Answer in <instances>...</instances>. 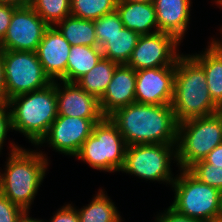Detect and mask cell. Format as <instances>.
Returning <instances> with one entry per match:
<instances>
[{
    "instance_id": "obj_1",
    "label": "cell",
    "mask_w": 222,
    "mask_h": 222,
    "mask_svg": "<svg viewBox=\"0 0 222 222\" xmlns=\"http://www.w3.org/2000/svg\"><path fill=\"white\" fill-rule=\"evenodd\" d=\"M127 146L136 144H176L178 122L171 104L134 102L109 116Z\"/></svg>"
},
{
    "instance_id": "obj_2",
    "label": "cell",
    "mask_w": 222,
    "mask_h": 222,
    "mask_svg": "<svg viewBox=\"0 0 222 222\" xmlns=\"http://www.w3.org/2000/svg\"><path fill=\"white\" fill-rule=\"evenodd\" d=\"M10 144L12 148L6 160V168L0 172V193L29 212L43 183L49 160L42 151L26 150L13 142Z\"/></svg>"
},
{
    "instance_id": "obj_3",
    "label": "cell",
    "mask_w": 222,
    "mask_h": 222,
    "mask_svg": "<svg viewBox=\"0 0 222 222\" xmlns=\"http://www.w3.org/2000/svg\"><path fill=\"white\" fill-rule=\"evenodd\" d=\"M171 107L178 123L219 112L220 107L208 90L205 72L190 54L182 53L176 61Z\"/></svg>"
},
{
    "instance_id": "obj_4",
    "label": "cell",
    "mask_w": 222,
    "mask_h": 222,
    "mask_svg": "<svg viewBox=\"0 0 222 222\" xmlns=\"http://www.w3.org/2000/svg\"><path fill=\"white\" fill-rule=\"evenodd\" d=\"M7 103L12 130L22 133L35 147L58 116L56 81L43 89L14 96Z\"/></svg>"
},
{
    "instance_id": "obj_5",
    "label": "cell",
    "mask_w": 222,
    "mask_h": 222,
    "mask_svg": "<svg viewBox=\"0 0 222 222\" xmlns=\"http://www.w3.org/2000/svg\"><path fill=\"white\" fill-rule=\"evenodd\" d=\"M179 170L171 185L175 196L169 207L192 219L219 222L222 218V192L200 182L187 169Z\"/></svg>"
},
{
    "instance_id": "obj_6",
    "label": "cell",
    "mask_w": 222,
    "mask_h": 222,
    "mask_svg": "<svg viewBox=\"0 0 222 222\" xmlns=\"http://www.w3.org/2000/svg\"><path fill=\"white\" fill-rule=\"evenodd\" d=\"M222 143V115L192 118L178 123L177 166L188 169Z\"/></svg>"
},
{
    "instance_id": "obj_7",
    "label": "cell",
    "mask_w": 222,
    "mask_h": 222,
    "mask_svg": "<svg viewBox=\"0 0 222 222\" xmlns=\"http://www.w3.org/2000/svg\"><path fill=\"white\" fill-rule=\"evenodd\" d=\"M126 148L118 127L109 117H105L94 125L92 134L74 157L100 171L120 172L124 166Z\"/></svg>"
},
{
    "instance_id": "obj_8",
    "label": "cell",
    "mask_w": 222,
    "mask_h": 222,
    "mask_svg": "<svg viewBox=\"0 0 222 222\" xmlns=\"http://www.w3.org/2000/svg\"><path fill=\"white\" fill-rule=\"evenodd\" d=\"M177 163L176 144H136L127 146L123 173L172 185L171 162Z\"/></svg>"
},
{
    "instance_id": "obj_9",
    "label": "cell",
    "mask_w": 222,
    "mask_h": 222,
    "mask_svg": "<svg viewBox=\"0 0 222 222\" xmlns=\"http://www.w3.org/2000/svg\"><path fill=\"white\" fill-rule=\"evenodd\" d=\"M7 101L19 94L43 89L52 83L36 52L1 50Z\"/></svg>"
},
{
    "instance_id": "obj_10",
    "label": "cell",
    "mask_w": 222,
    "mask_h": 222,
    "mask_svg": "<svg viewBox=\"0 0 222 222\" xmlns=\"http://www.w3.org/2000/svg\"><path fill=\"white\" fill-rule=\"evenodd\" d=\"M181 42L173 35L156 32L140 35L137 45L126 65L135 71L165 66H175L181 55L179 46Z\"/></svg>"
},
{
    "instance_id": "obj_11",
    "label": "cell",
    "mask_w": 222,
    "mask_h": 222,
    "mask_svg": "<svg viewBox=\"0 0 222 222\" xmlns=\"http://www.w3.org/2000/svg\"><path fill=\"white\" fill-rule=\"evenodd\" d=\"M48 27L30 5L17 7L0 41V50L36 52Z\"/></svg>"
},
{
    "instance_id": "obj_12",
    "label": "cell",
    "mask_w": 222,
    "mask_h": 222,
    "mask_svg": "<svg viewBox=\"0 0 222 222\" xmlns=\"http://www.w3.org/2000/svg\"><path fill=\"white\" fill-rule=\"evenodd\" d=\"M102 120L57 116L47 134L36 146L41 147L44 143H48V147H52L56 152L73 157L92 134L94 125Z\"/></svg>"
},
{
    "instance_id": "obj_13",
    "label": "cell",
    "mask_w": 222,
    "mask_h": 222,
    "mask_svg": "<svg viewBox=\"0 0 222 222\" xmlns=\"http://www.w3.org/2000/svg\"><path fill=\"white\" fill-rule=\"evenodd\" d=\"M175 66L136 71L135 99L137 103L171 104L174 90Z\"/></svg>"
},
{
    "instance_id": "obj_14",
    "label": "cell",
    "mask_w": 222,
    "mask_h": 222,
    "mask_svg": "<svg viewBox=\"0 0 222 222\" xmlns=\"http://www.w3.org/2000/svg\"><path fill=\"white\" fill-rule=\"evenodd\" d=\"M56 100L58 116L83 119L105 118L99 99L84 91L77 83L56 81Z\"/></svg>"
},
{
    "instance_id": "obj_15",
    "label": "cell",
    "mask_w": 222,
    "mask_h": 222,
    "mask_svg": "<svg viewBox=\"0 0 222 222\" xmlns=\"http://www.w3.org/2000/svg\"><path fill=\"white\" fill-rule=\"evenodd\" d=\"M71 45L55 26H49L36 49L45 74L53 81L66 82V67Z\"/></svg>"
},
{
    "instance_id": "obj_16",
    "label": "cell",
    "mask_w": 222,
    "mask_h": 222,
    "mask_svg": "<svg viewBox=\"0 0 222 222\" xmlns=\"http://www.w3.org/2000/svg\"><path fill=\"white\" fill-rule=\"evenodd\" d=\"M136 71L126 64L116 67L111 82L99 99L103 115L109 117L120 108L136 102Z\"/></svg>"
},
{
    "instance_id": "obj_17",
    "label": "cell",
    "mask_w": 222,
    "mask_h": 222,
    "mask_svg": "<svg viewBox=\"0 0 222 222\" xmlns=\"http://www.w3.org/2000/svg\"><path fill=\"white\" fill-rule=\"evenodd\" d=\"M191 2V0H154L159 32L171 34L182 42L190 23Z\"/></svg>"
},
{
    "instance_id": "obj_18",
    "label": "cell",
    "mask_w": 222,
    "mask_h": 222,
    "mask_svg": "<svg viewBox=\"0 0 222 222\" xmlns=\"http://www.w3.org/2000/svg\"><path fill=\"white\" fill-rule=\"evenodd\" d=\"M116 11L124 27L139 35L159 32L153 3L117 2Z\"/></svg>"
},
{
    "instance_id": "obj_19",
    "label": "cell",
    "mask_w": 222,
    "mask_h": 222,
    "mask_svg": "<svg viewBox=\"0 0 222 222\" xmlns=\"http://www.w3.org/2000/svg\"><path fill=\"white\" fill-rule=\"evenodd\" d=\"M205 51L190 56L203 68L213 101L222 106V51L211 41Z\"/></svg>"
},
{
    "instance_id": "obj_20",
    "label": "cell",
    "mask_w": 222,
    "mask_h": 222,
    "mask_svg": "<svg viewBox=\"0 0 222 222\" xmlns=\"http://www.w3.org/2000/svg\"><path fill=\"white\" fill-rule=\"evenodd\" d=\"M103 57L100 47L71 46L66 67V82L76 83Z\"/></svg>"
},
{
    "instance_id": "obj_21",
    "label": "cell",
    "mask_w": 222,
    "mask_h": 222,
    "mask_svg": "<svg viewBox=\"0 0 222 222\" xmlns=\"http://www.w3.org/2000/svg\"><path fill=\"white\" fill-rule=\"evenodd\" d=\"M71 46L98 47L94 20L68 16L54 25Z\"/></svg>"
},
{
    "instance_id": "obj_22",
    "label": "cell",
    "mask_w": 222,
    "mask_h": 222,
    "mask_svg": "<svg viewBox=\"0 0 222 222\" xmlns=\"http://www.w3.org/2000/svg\"><path fill=\"white\" fill-rule=\"evenodd\" d=\"M81 209H77L80 222H123L114 202L99 189L96 196Z\"/></svg>"
},
{
    "instance_id": "obj_23",
    "label": "cell",
    "mask_w": 222,
    "mask_h": 222,
    "mask_svg": "<svg viewBox=\"0 0 222 222\" xmlns=\"http://www.w3.org/2000/svg\"><path fill=\"white\" fill-rule=\"evenodd\" d=\"M139 37L138 33L124 27L114 36L106 38V43L101 47L103 58L119 65L127 64Z\"/></svg>"
},
{
    "instance_id": "obj_24",
    "label": "cell",
    "mask_w": 222,
    "mask_h": 222,
    "mask_svg": "<svg viewBox=\"0 0 222 222\" xmlns=\"http://www.w3.org/2000/svg\"><path fill=\"white\" fill-rule=\"evenodd\" d=\"M119 64L106 58L98 63L76 83L86 92L100 99L111 82L113 73Z\"/></svg>"
},
{
    "instance_id": "obj_25",
    "label": "cell",
    "mask_w": 222,
    "mask_h": 222,
    "mask_svg": "<svg viewBox=\"0 0 222 222\" xmlns=\"http://www.w3.org/2000/svg\"><path fill=\"white\" fill-rule=\"evenodd\" d=\"M117 0H71L70 15L96 20L116 10Z\"/></svg>"
},
{
    "instance_id": "obj_26",
    "label": "cell",
    "mask_w": 222,
    "mask_h": 222,
    "mask_svg": "<svg viewBox=\"0 0 222 222\" xmlns=\"http://www.w3.org/2000/svg\"><path fill=\"white\" fill-rule=\"evenodd\" d=\"M30 6L49 26L70 16L71 0H31Z\"/></svg>"
},
{
    "instance_id": "obj_27",
    "label": "cell",
    "mask_w": 222,
    "mask_h": 222,
    "mask_svg": "<svg viewBox=\"0 0 222 222\" xmlns=\"http://www.w3.org/2000/svg\"><path fill=\"white\" fill-rule=\"evenodd\" d=\"M96 31V39L98 47H102L106 43V38H110L124 28L118 12L115 10L105 14L99 19L94 20Z\"/></svg>"
},
{
    "instance_id": "obj_28",
    "label": "cell",
    "mask_w": 222,
    "mask_h": 222,
    "mask_svg": "<svg viewBox=\"0 0 222 222\" xmlns=\"http://www.w3.org/2000/svg\"><path fill=\"white\" fill-rule=\"evenodd\" d=\"M187 170L200 182L218 188L222 192V168L199 160Z\"/></svg>"
},
{
    "instance_id": "obj_29",
    "label": "cell",
    "mask_w": 222,
    "mask_h": 222,
    "mask_svg": "<svg viewBox=\"0 0 222 222\" xmlns=\"http://www.w3.org/2000/svg\"><path fill=\"white\" fill-rule=\"evenodd\" d=\"M25 211L0 193V222H19Z\"/></svg>"
},
{
    "instance_id": "obj_30",
    "label": "cell",
    "mask_w": 222,
    "mask_h": 222,
    "mask_svg": "<svg viewBox=\"0 0 222 222\" xmlns=\"http://www.w3.org/2000/svg\"><path fill=\"white\" fill-rule=\"evenodd\" d=\"M12 130L11 113L7 102L0 103V152L3 149L7 132Z\"/></svg>"
},
{
    "instance_id": "obj_31",
    "label": "cell",
    "mask_w": 222,
    "mask_h": 222,
    "mask_svg": "<svg viewBox=\"0 0 222 222\" xmlns=\"http://www.w3.org/2000/svg\"><path fill=\"white\" fill-rule=\"evenodd\" d=\"M64 205L55 212V215L53 213L49 222H80L76 207L72 204Z\"/></svg>"
},
{
    "instance_id": "obj_32",
    "label": "cell",
    "mask_w": 222,
    "mask_h": 222,
    "mask_svg": "<svg viewBox=\"0 0 222 222\" xmlns=\"http://www.w3.org/2000/svg\"><path fill=\"white\" fill-rule=\"evenodd\" d=\"M16 8L17 6L15 5L0 3V41L4 38L7 32L13 12Z\"/></svg>"
},
{
    "instance_id": "obj_33",
    "label": "cell",
    "mask_w": 222,
    "mask_h": 222,
    "mask_svg": "<svg viewBox=\"0 0 222 222\" xmlns=\"http://www.w3.org/2000/svg\"><path fill=\"white\" fill-rule=\"evenodd\" d=\"M155 218V222H202L197 219L180 215L170 207L164 210V212L158 213Z\"/></svg>"
},
{
    "instance_id": "obj_34",
    "label": "cell",
    "mask_w": 222,
    "mask_h": 222,
    "mask_svg": "<svg viewBox=\"0 0 222 222\" xmlns=\"http://www.w3.org/2000/svg\"><path fill=\"white\" fill-rule=\"evenodd\" d=\"M203 160L208 164L222 168V143L216 146Z\"/></svg>"
},
{
    "instance_id": "obj_35",
    "label": "cell",
    "mask_w": 222,
    "mask_h": 222,
    "mask_svg": "<svg viewBox=\"0 0 222 222\" xmlns=\"http://www.w3.org/2000/svg\"><path fill=\"white\" fill-rule=\"evenodd\" d=\"M7 102L6 82L2 51L0 50V103Z\"/></svg>"
},
{
    "instance_id": "obj_36",
    "label": "cell",
    "mask_w": 222,
    "mask_h": 222,
    "mask_svg": "<svg viewBox=\"0 0 222 222\" xmlns=\"http://www.w3.org/2000/svg\"><path fill=\"white\" fill-rule=\"evenodd\" d=\"M31 0H0L1 4H11L17 7L30 5Z\"/></svg>"
},
{
    "instance_id": "obj_37",
    "label": "cell",
    "mask_w": 222,
    "mask_h": 222,
    "mask_svg": "<svg viewBox=\"0 0 222 222\" xmlns=\"http://www.w3.org/2000/svg\"><path fill=\"white\" fill-rule=\"evenodd\" d=\"M30 213L29 212H25V214L21 217V219L19 220V222H45L44 220H40V219H35L29 216Z\"/></svg>"
},
{
    "instance_id": "obj_38",
    "label": "cell",
    "mask_w": 222,
    "mask_h": 222,
    "mask_svg": "<svg viewBox=\"0 0 222 222\" xmlns=\"http://www.w3.org/2000/svg\"><path fill=\"white\" fill-rule=\"evenodd\" d=\"M154 0H117V2L153 3Z\"/></svg>"
},
{
    "instance_id": "obj_39",
    "label": "cell",
    "mask_w": 222,
    "mask_h": 222,
    "mask_svg": "<svg viewBox=\"0 0 222 222\" xmlns=\"http://www.w3.org/2000/svg\"><path fill=\"white\" fill-rule=\"evenodd\" d=\"M219 30H220V33L222 34V28L219 29ZM221 37H222V36H221ZM211 42L222 51V38H221V40H219L218 38H217V40H216V39L214 38L213 40H211Z\"/></svg>"
},
{
    "instance_id": "obj_40",
    "label": "cell",
    "mask_w": 222,
    "mask_h": 222,
    "mask_svg": "<svg viewBox=\"0 0 222 222\" xmlns=\"http://www.w3.org/2000/svg\"><path fill=\"white\" fill-rule=\"evenodd\" d=\"M215 1L216 4H218V7L220 8V6L222 5V0H213Z\"/></svg>"
},
{
    "instance_id": "obj_41",
    "label": "cell",
    "mask_w": 222,
    "mask_h": 222,
    "mask_svg": "<svg viewBox=\"0 0 222 222\" xmlns=\"http://www.w3.org/2000/svg\"><path fill=\"white\" fill-rule=\"evenodd\" d=\"M219 113L222 115V106L219 108Z\"/></svg>"
}]
</instances>
